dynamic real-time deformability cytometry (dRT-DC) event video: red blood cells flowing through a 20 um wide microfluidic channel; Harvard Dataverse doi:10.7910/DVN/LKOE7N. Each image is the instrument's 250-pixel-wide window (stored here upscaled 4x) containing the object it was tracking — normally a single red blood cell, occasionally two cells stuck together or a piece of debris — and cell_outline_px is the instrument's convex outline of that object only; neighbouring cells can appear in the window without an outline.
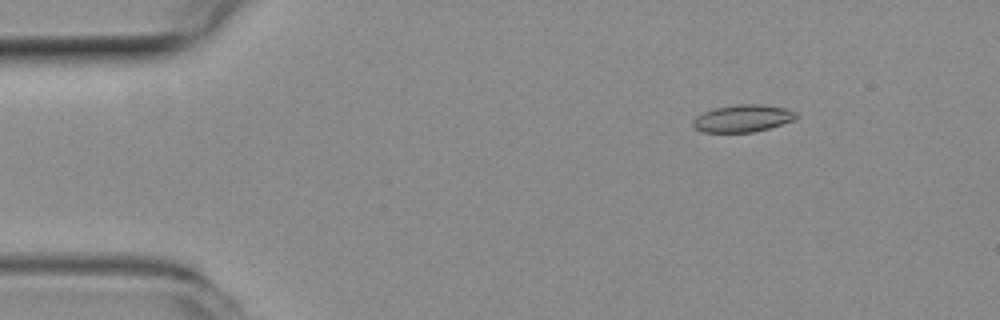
{"species": "common noctule bat (a hibernating species)", "species_latin": "Nyctalus noctula", "temperature_condition": "room temperature", "stored_images_in_passage": 56, "camera_frame_rate_fps": 3000, "um_per_image_px": 0.085, "animal": {"sex": "female", "body_mass_g": 19.3, "forearm_length_mm": 54.1}, "frame": {"image": 1, "passage_image": 8, "time_ms": 2.333, "image_size_px": [1000, 320], "cell_outline_px": [[796, 116], [792, 120], [768, 128], [752, 132], [700, 132], [692, 124], [692, 120], [696, 116], [704, 112], [716, 108], [736, 104], [764, 104], [784, 108], [796, 112]], "centroid_in_image_um": [63.08, 10.06], "position_along_channel_um": 21.9, "area_um2": 16.18}}
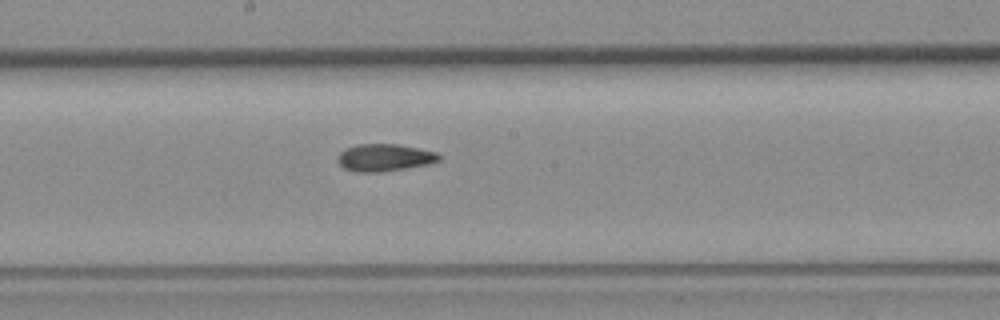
{"frame": {"image": 2, "passage_image": 30, "time_ms": 9.667, "image_size_px": [1000, 320], "cell_outline_px": [[440, 160], [428, 164], [384, 172], [356, 172], [344, 168], [336, 160], [336, 156], [344, 148], [356, 144], [396, 144], [436, 152], [440, 156]], "centroid_in_image_um": [32.62, 13.4], "position_along_channel_um": 215.6, "area_um2": 16.18}}
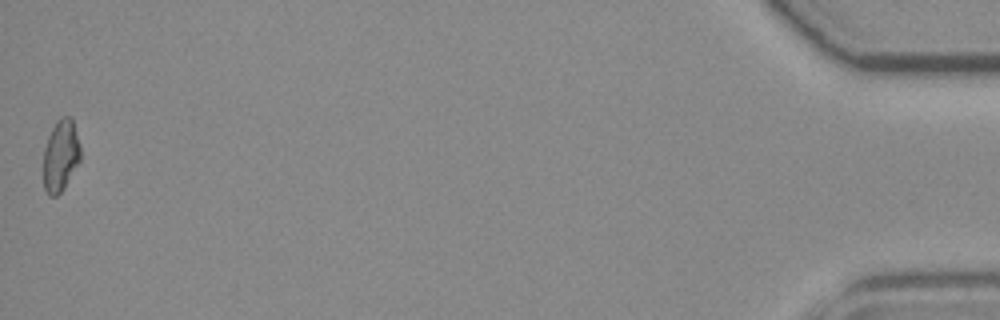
{"frame": {"image": 3, "passage_image": 56, "time_ms": 18.333, "image_size_px": [1000, 320], "cell_outline_px": [[80, 160], [64, 188], [56, 196], [48, 196], [44, 188], [44, 148], [48, 136], [56, 120], [60, 116], [72, 116], [80, 144]], "centroid_in_image_um": [5.16, 13.19], "position_along_channel_um": 430.0, "area_um2": 15.61}, "authors_computed_cell_mechanics": {"area_um2": 16.0684, "velocity_mm_per_s": 3.6836, "shape_relaxation_time_tau1_ms": null, "shape_relaxation_time_tau2_ms": 5.4639, "deformation_change_tau1": null, "deformation_change_tau2": 0.1207}}